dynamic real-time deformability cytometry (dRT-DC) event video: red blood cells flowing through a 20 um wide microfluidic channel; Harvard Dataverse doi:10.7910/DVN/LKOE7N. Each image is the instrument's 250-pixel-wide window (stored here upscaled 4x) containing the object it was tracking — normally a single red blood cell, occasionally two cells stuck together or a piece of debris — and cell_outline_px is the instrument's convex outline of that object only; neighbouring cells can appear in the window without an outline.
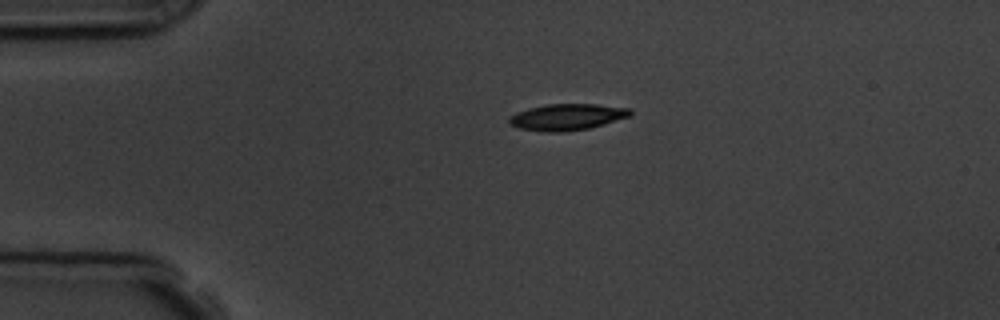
{"species": "common noctule bat (a hibernating species)", "species_latin": "Nyctalus noctula", "temperature_condition": "room temperature", "stored_images_in_passage": 2, "camera_frame_rate_fps": 3000, "um_per_image_px": 0.085, "animal": {"sex": "male", "body_mass_g": 19.5, "forearm_length_mm": 54.6}, "frame": {"image": 1, "passage_image": 1, "time_ms": 0.0, "image_size_px": [1000, 320], "cell_outline_px": [[632, 116], [604, 124], [588, 128], [564, 132], [544, 132], [520, 128], [508, 124], [508, 116], [516, 112], [528, 108], [548, 104], [596, 104], [632, 108]], "centroid_in_image_um": [48.2, 9.94], "position_along_channel_um": 36.8, "area_um2": 18.84}}